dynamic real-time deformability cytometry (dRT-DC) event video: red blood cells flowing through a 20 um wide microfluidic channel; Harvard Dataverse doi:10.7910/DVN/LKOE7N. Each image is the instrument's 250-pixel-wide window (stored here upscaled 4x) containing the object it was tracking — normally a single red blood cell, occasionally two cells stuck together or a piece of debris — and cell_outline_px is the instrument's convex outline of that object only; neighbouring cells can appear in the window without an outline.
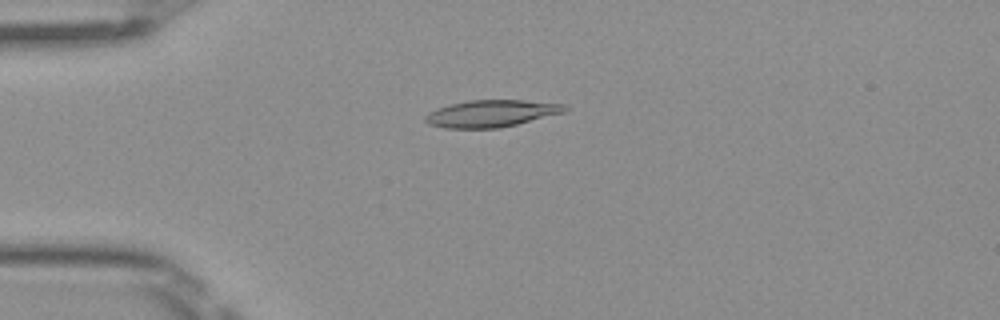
{"species": "Egyptian fruit bat (a non-hibernating species)", "species_latin": "Rousettus aegyptiacus", "temperature_condition": "room temperature", "stored_images_in_passage": 50, "camera_frame_rate_fps": 3000, "um_per_image_px": 0.085, "frame": {"image": 1, "passage_image": 13, "time_ms": 4.0, "image_size_px": [1000, 320], "cell_outline_px": [[568, 108], [564, 112], [500, 128], [444, 128], [428, 124], [424, 120], [424, 116], [428, 112], [436, 108], [468, 100], [524, 100], [564, 104]], "centroid_in_image_um": [41.71, 9.64], "position_along_channel_um": 43.3, "area_um2": 21.85}}
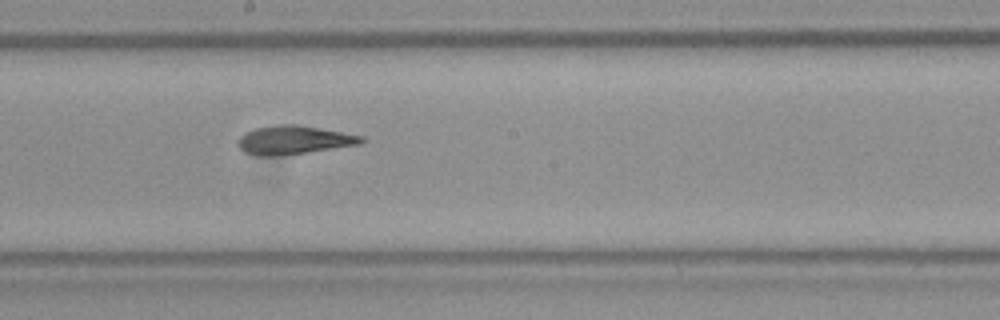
{"frame": {"image": 2, "passage_image": 28, "time_ms": 9.0, "image_size_px": [1000, 320], "cell_outline_px": [[364, 140], [360, 144], [276, 156], [260, 156], [244, 152], [236, 144], [236, 140], [244, 132], [256, 128], [276, 124], [296, 124], [364, 136]], "centroid_in_image_um": [24.9, 11.89], "position_along_channel_um": 223.3, "area_um2": 20.4}}
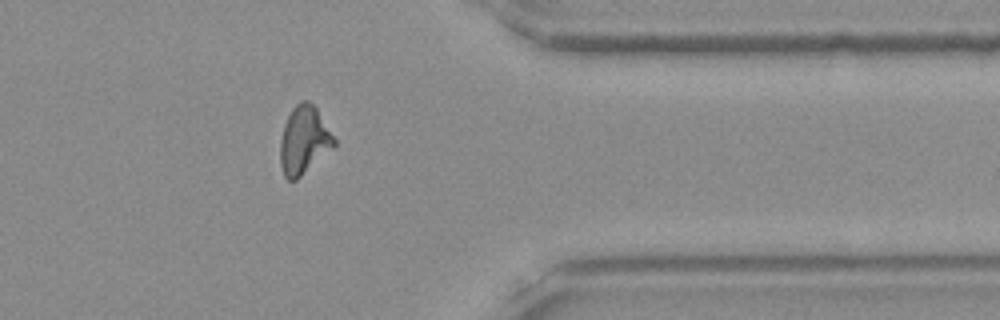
{"frame": {"image": 3, "passage_image": 41, "time_ms": 13.333, "image_size_px": [1000, 320], "cell_outline_px": [[336, 144], [332, 148], [296, 180], [288, 180], [284, 176], [280, 164], [280, 140], [284, 124], [292, 108], [300, 100], [308, 100], [316, 108], [336, 140]], "centroid_in_image_um": [25.81, 11.91], "position_along_channel_um": 385.6, "area_um2": 21.1}, "authors_computed_cell_mechanics": {"area_um2": 20.808, "velocity_mm_per_s": 4.0608, "shape_relaxation_time_tau1_ms": 6.1709, "shape_relaxation_time_tau2_ms": 2.3535, "deformation_change_tau1": 0.2093, "deformation_change_tau2": 0.1125}}